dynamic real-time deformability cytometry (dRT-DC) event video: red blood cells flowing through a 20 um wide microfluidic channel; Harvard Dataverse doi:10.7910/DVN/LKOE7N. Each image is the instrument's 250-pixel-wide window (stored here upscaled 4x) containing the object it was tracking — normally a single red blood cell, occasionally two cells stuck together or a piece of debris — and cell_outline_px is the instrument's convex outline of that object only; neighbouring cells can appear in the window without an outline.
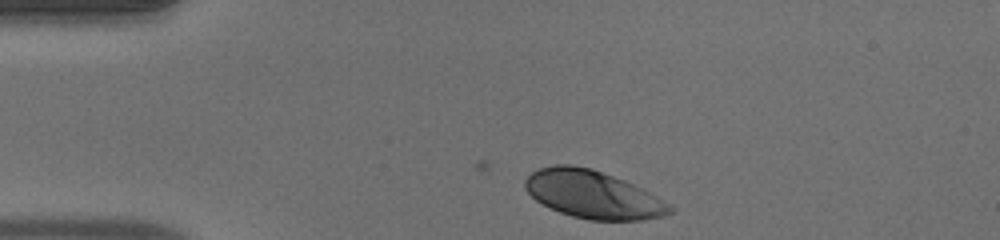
{"species": "human", "species_latin": "Homo sapiens", "temperature_condition": "warm", "stored_images_in_passage": 34, "camera_frame_rate_fps": 3000, "um_per_image_px": 0.085, "donor": {"sex": "male"}, "frame": {"image": 1, "passage_image": 1, "time_ms": 0.0, "image_size_px": [1000, 240], "cell_outline_px": [[672, 212], [664, 216], [644, 220], [588, 220], [572, 216], [560, 212], [536, 200], [524, 188], [524, 180], [532, 172], [540, 168], [556, 164], [572, 164], [592, 168], [624, 180], [656, 196], [668, 204], [672, 208]], "centroid_in_image_um": [50.37, 16.52], "position_along_channel_um": 34.6, "area_um2": 40.06}}
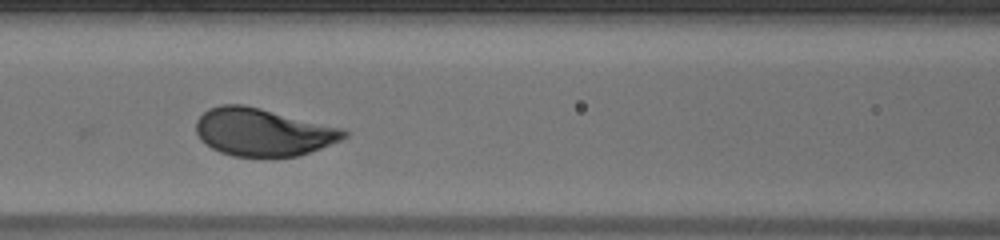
{"frame": {"image": 2, "passage_image": 13, "time_ms": 4.0, "image_size_px": [1000, 240], "cell_outline_px": [[348, 136], [340, 140], [300, 156], [232, 156], [220, 152], [212, 148], [200, 140], [196, 132], [196, 120], [208, 108], [220, 104], [244, 104], [344, 128], [348, 132]], "centroid_in_image_um": [22.33, 11.22], "position_along_channel_um": 144.3, "area_um2": 41.15}}
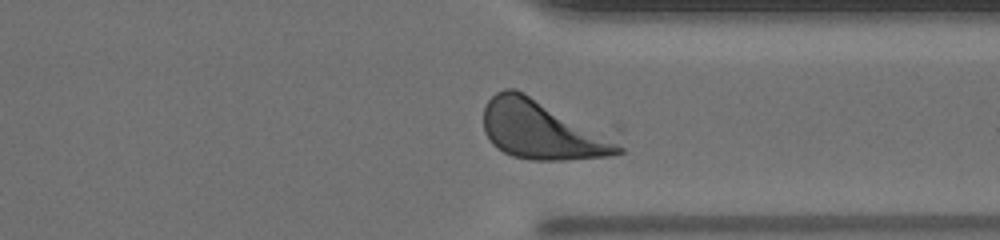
{"frame": {"image": 3, "passage_image": 30, "time_ms": 9.667, "image_size_px": [1000, 240], "cell_outline_px": [[624, 152], [612, 156], [564, 160], [532, 160], [512, 156], [496, 148], [492, 144], [484, 132], [484, 108], [488, 100], [496, 92], [504, 88], [516, 88], [620, 124], [624, 148]], "centroid_in_image_um": [46.53, 10.94], "position_along_channel_um": 364.9, "area_um2": 52.77}, "authors_computed_cell_mechanics": {"area_um2": 40.8068, "velocity_mm_per_s": 3.9081, "shape_relaxation_time_tau1_ms": 1.8153, "shape_relaxation_time_tau2_ms": null, "deformation_change_tau1": 0.1496, "deformation_change_tau2": null}}